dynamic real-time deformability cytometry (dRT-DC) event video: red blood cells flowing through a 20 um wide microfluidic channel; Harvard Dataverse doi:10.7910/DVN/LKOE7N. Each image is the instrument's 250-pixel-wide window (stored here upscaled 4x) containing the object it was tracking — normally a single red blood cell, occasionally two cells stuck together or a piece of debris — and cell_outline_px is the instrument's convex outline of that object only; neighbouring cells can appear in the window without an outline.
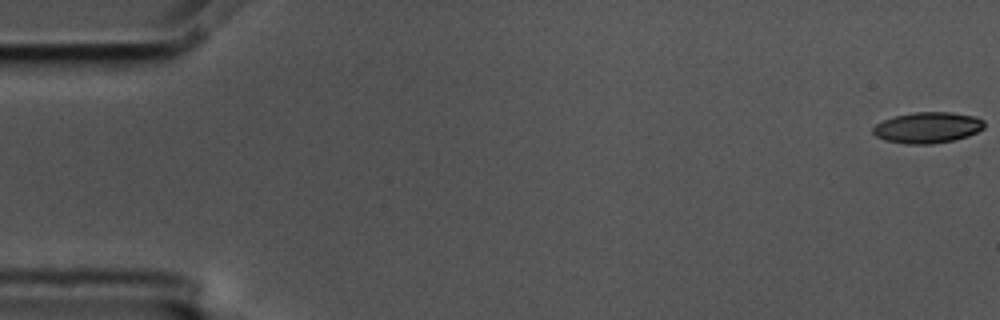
{"species": "common noctule bat (a hibernating species)", "species_latin": "Nyctalus noctula", "temperature_condition": "cold", "stored_images_in_passage": 57, "camera_frame_rate_fps": 3000, "um_per_image_px": 0.085, "animal": {"sex": "male", "body_mass_g": 17.5, "forearm_length_mm": 52.3}, "frame": {"image": 1, "passage_image": 1, "time_ms": 0.0, "image_size_px": [1000, 320], "cell_outline_px": [[984, 128], [968, 136], [952, 140], [932, 144], [904, 144], [884, 140], [876, 136], [872, 132], [872, 128], [876, 124], [892, 116], [912, 112], [952, 112], [972, 116], [984, 120]], "centroid_in_image_um": [78.81, 10.84], "position_along_channel_um": 6.2, "area_um2": 20.17}}
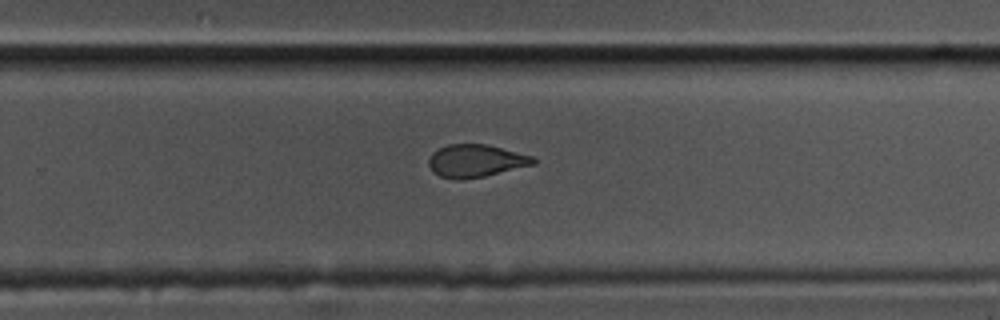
{"frame": {"image": 2, "passage_image": 37, "time_ms": 12.0, "image_size_px": [1000, 320], "cell_outline_px": [[536, 164], [484, 176], [440, 176], [432, 172], [428, 164], [428, 160], [432, 152], [448, 144], [488, 144], [532, 156], [536, 160]], "centroid_in_image_um": [40.46, 13.62], "position_along_channel_um": 289.3, "area_um2": 19.25}}
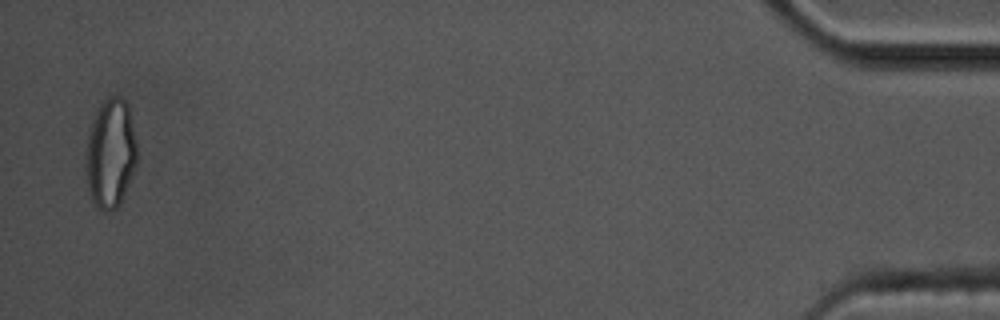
{"frame": {"image": 3, "passage_image": 56, "time_ms": 18.333, "image_size_px": [1000, 320], "cell_outline_px": [[136, 164], [120, 204], [116, 208], [108, 212], [104, 212], [92, 200], [88, 188], [88, 140], [92, 124], [100, 104], [108, 96], [120, 96], [128, 104], [136, 140]], "centroid_in_image_um": [9.44, 13.03], "position_along_channel_um": 425.8, "area_um2": 31.62}, "authors_computed_cell_mechanics": {"area_um2": 21.097, "velocity_mm_per_s": 3.5636, "shape_relaxation_time_tau1_ms": null, "shape_relaxation_time_tau2_ms": 2.0169, "deformation_change_tau1": null, "deformation_change_tau2": 0.0925}}